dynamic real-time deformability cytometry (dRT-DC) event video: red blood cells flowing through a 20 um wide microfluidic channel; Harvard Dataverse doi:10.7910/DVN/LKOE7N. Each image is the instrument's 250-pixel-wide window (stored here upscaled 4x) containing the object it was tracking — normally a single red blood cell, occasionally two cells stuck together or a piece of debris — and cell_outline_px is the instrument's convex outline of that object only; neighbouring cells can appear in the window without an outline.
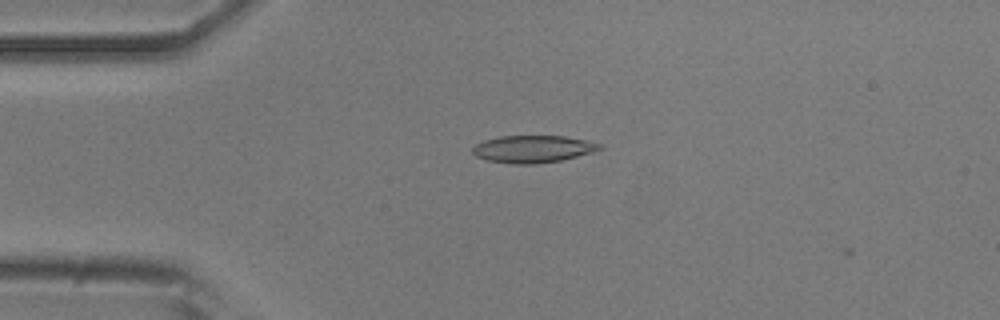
{"species": "common noctule bat (a hibernating species)", "species_latin": "Nyctalus noctula", "temperature_condition": "room temperature", "stored_images_in_passage": 5, "camera_frame_rate_fps": 3000, "um_per_image_px": 0.085, "animal": {"sex": "male", "body_mass_g": 20.5, "forearm_length_mm": 52.5}, "frame": {"image": 1, "passage_image": 4, "time_ms": 1.0, "image_size_px": [1000, 320], "cell_outline_px": [[604, 148], [592, 152], [560, 160], [536, 164], [512, 164], [488, 160], [476, 156], [472, 152], [472, 148], [476, 144], [484, 140], [500, 136], [564, 136], [584, 140], [600, 144]], "centroid_in_image_um": [45.27, 12.66], "position_along_channel_um": 39.7, "area_um2": 20.0}}